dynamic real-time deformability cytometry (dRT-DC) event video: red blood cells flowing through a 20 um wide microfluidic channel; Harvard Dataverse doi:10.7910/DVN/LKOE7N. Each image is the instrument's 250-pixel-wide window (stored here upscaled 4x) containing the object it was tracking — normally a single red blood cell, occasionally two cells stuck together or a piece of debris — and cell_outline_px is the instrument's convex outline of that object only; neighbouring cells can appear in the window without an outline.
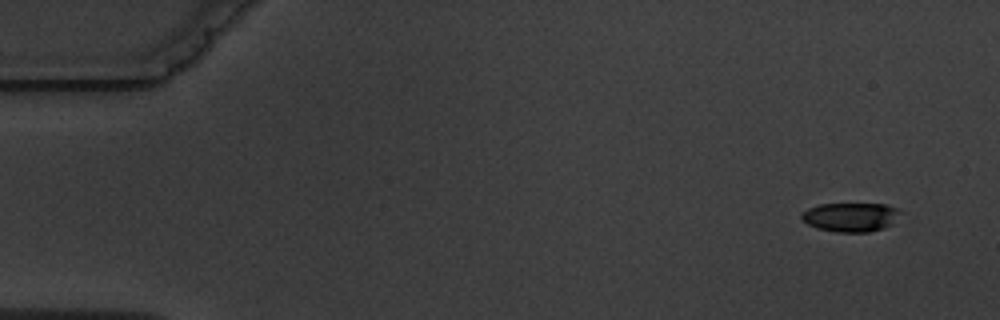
{"species": "common noctule bat (a hibernating species)", "species_latin": "Nyctalus noctula", "temperature_condition": "warm", "stored_images_in_passage": 5, "camera_frame_rate_fps": 3000, "um_per_image_px": 0.085, "animal": {"sex": "male", "body_mass_g": 19.5, "forearm_length_mm": 54.6}, "frame": {"image": 1, "passage_image": 1, "time_ms": 0.0, "image_size_px": [1000, 320], "cell_outline_px": [[904, 212], [892, 224], [884, 228], [868, 232], [836, 232], [816, 228], [808, 224], [800, 216], [808, 208], [820, 204], [884, 204], [900, 208]], "centroid_in_image_um": [72.38, 18.45], "position_along_channel_um": 12.6, "area_um2": 16.88}}
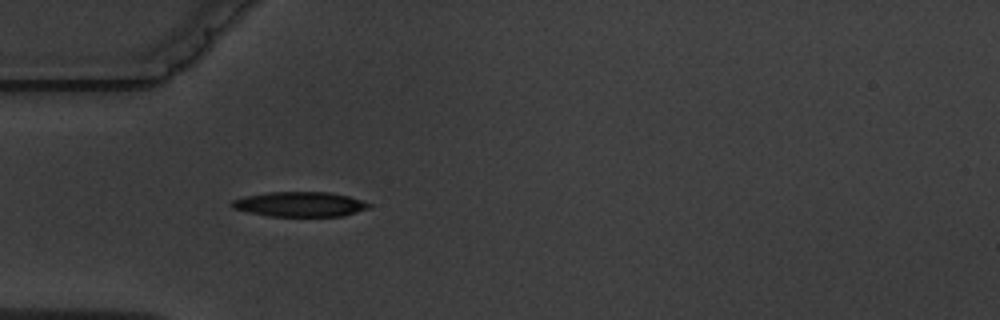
{"frame": {"image": 2, "passage_image": 5, "time_ms": 4.667, "image_size_px": [1000, 320], "cell_outline_px": [[372, 208], [344, 216], [272, 216], [248, 212], [232, 208], [228, 204], [232, 200], [244, 196], [268, 192], [328, 192], [348, 196], [364, 200], [372, 204]], "centroid_in_image_um": [25.52, 17.36], "position_along_channel_um": 59.5, "area_um2": 20.11}}